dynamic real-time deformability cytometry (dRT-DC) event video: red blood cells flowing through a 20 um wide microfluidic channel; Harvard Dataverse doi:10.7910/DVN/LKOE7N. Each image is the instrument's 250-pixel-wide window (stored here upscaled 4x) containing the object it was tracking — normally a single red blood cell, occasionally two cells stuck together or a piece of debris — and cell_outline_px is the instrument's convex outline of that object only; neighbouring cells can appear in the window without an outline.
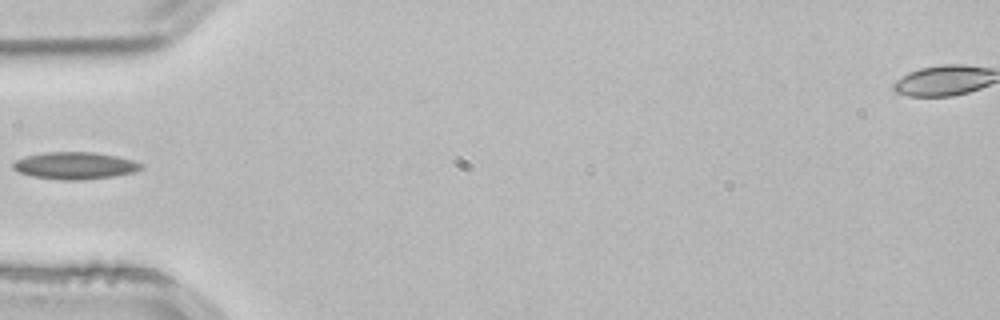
{"species": "common noctule bat (a hibernating species)", "species_latin": "Nyctalus noctula", "temperature_condition": "room temperature", "stored_images_in_passage": 3, "camera_frame_rate_fps": 3000, "um_per_image_px": 0.085, "animal": {"sex": "male", "body_mass_g": 21.5, "forearm_length_mm": 52.0}, "frame": {"image": 1, "passage_image": 3, "time_ms": 0.667, "image_size_px": [1000, 320], "cell_outline_px": [[144, 168], [132, 172], [112, 176], [80, 180], [64, 180], [32, 176], [20, 172], [12, 168], [12, 164], [16, 160], [24, 156], [44, 152], [92, 152], [116, 156], [132, 160], [144, 164]], "centroid_in_image_um": [6.35, 14.07], "position_along_channel_um": 78.6, "area_um2": 20.11}}